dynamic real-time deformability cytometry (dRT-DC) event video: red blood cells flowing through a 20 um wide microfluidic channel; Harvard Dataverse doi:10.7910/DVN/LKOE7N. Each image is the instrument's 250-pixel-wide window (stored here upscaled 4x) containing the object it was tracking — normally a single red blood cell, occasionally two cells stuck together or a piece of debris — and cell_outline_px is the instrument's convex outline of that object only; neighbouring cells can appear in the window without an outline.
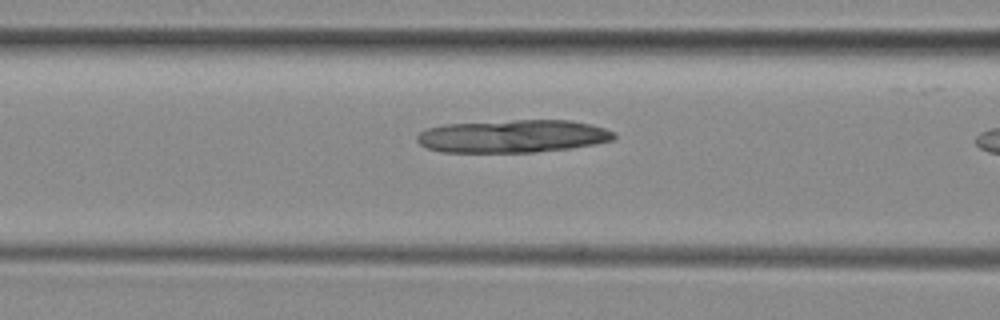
{"species": "common noctule bat (a hibernating species)", "species_latin": "Nyctalus noctula", "temperature_condition": "room temperature", "stored_images_in_passage": 8, "segment_of_instrument_passage": [2, 2], "camera_frame_rate_fps": 3000, "um_per_image_px": 0.085, "animal": {"sex": "female", "body_mass_g": 29.2, "forearm_length_mm": 56.3}, "frame": {"image": 1, "passage_image": 8, "time_ms": 9.0, "image_size_px": [1000, 320], "cell_outline_px": [[616, 136], [612, 140], [596, 144], [568, 148], [532, 152], [440, 152], [428, 148], [420, 144], [416, 140], [416, 136], [420, 132], [428, 128], [444, 124], [516, 120], [572, 120], [592, 124], [616, 132]], "centroid_in_image_um": [43.6, 11.57], "position_along_channel_um": 123.0, "area_um2": 37.74}}